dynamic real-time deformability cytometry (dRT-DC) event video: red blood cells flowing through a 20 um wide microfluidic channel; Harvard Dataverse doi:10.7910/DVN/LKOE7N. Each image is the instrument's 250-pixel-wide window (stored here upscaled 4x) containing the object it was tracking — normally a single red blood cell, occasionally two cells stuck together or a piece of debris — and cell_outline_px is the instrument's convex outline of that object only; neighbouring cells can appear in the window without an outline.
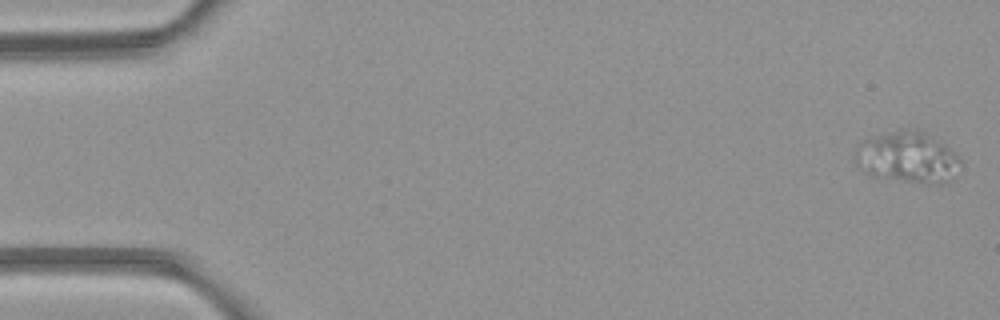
{"species": "common noctule bat (a hibernating species)", "species_latin": "Nyctalus noctula", "temperature_condition": "room temperature", "stored_images_in_passage": 4, "camera_frame_rate_fps": 3000, "um_per_image_px": 0.085, "animal": {"sex": "female", "body_mass_g": 21.9}, "frame": {"image": 1, "passage_image": 1, "time_ms": 0.0, "image_size_px": [1000, 320], "cell_outline_px": [[964, 164], [948, 180], [940, 184], [924, 184], [872, 176], [864, 172], [856, 164], [852, 156], [860, 144], [864, 140], [900, 128], [916, 128], [924, 132], [944, 144]], "centroid_in_image_um": [77.11, 13.38], "position_along_channel_um": 7.9, "area_um2": 31.56}}
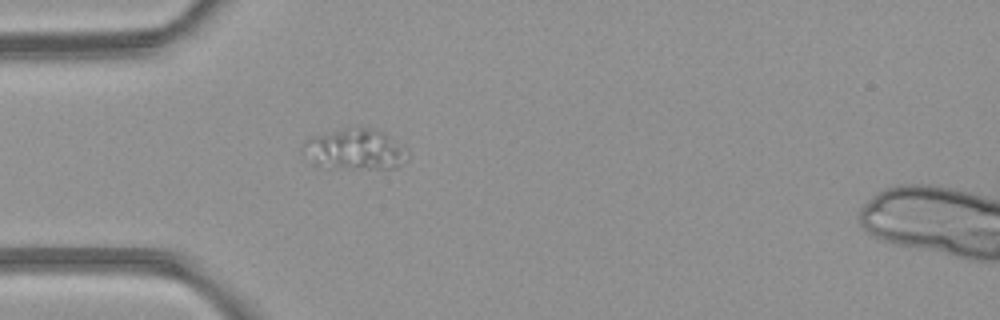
{"frame": {"image": 2, "passage_image": 4, "time_ms": 4.667, "image_size_px": [1000, 320], "cell_outline_px": [[408, 160], [396, 168], [332, 168], [316, 164], [304, 144], [304, 140], [316, 136], [336, 132], [360, 128], [368, 128], [380, 132], [404, 144], [408, 148]], "centroid_in_image_um": [30.35, 12.73], "position_along_channel_um": 54.7, "area_um2": 23.76}}